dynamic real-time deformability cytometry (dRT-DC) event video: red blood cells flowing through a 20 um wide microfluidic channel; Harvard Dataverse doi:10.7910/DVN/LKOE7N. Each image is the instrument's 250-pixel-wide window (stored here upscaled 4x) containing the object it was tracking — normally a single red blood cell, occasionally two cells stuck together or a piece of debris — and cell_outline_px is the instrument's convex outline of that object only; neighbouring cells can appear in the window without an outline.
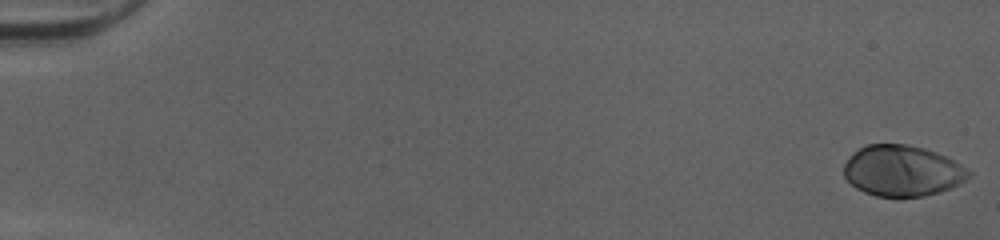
{"species": "human", "species_latin": "Homo sapiens", "temperature_condition": "cold", "stored_images_in_passage": 52, "camera_frame_rate_fps": 3000, "um_per_image_px": 0.085, "donor": {"sex": "female"}, "frame": {"image": 1, "passage_image": 1, "time_ms": 0.0, "image_size_px": [1000, 240], "cell_outline_px": [[972, 176], [948, 188], [924, 196], [900, 200], [876, 196], [864, 192], [856, 188], [844, 176], [844, 164], [860, 148], [868, 144], [904, 144], [924, 148], [936, 152], [960, 164], [972, 172]], "centroid_in_image_um": [76.69, 14.55], "position_along_channel_um": 8.3, "area_um2": 37.11}}
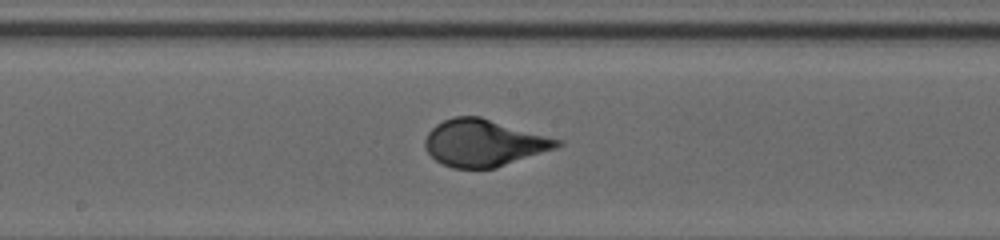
{"frame": {"image": 2, "passage_image": 29, "time_ms": 9.333, "image_size_px": [1000, 240], "cell_outline_px": [[564, 144], [556, 148], [496, 168], [452, 168], [436, 160], [428, 152], [424, 144], [424, 140], [428, 132], [436, 124], [452, 116], [480, 116], [564, 140]], "centroid_in_image_um": [41.15, 12.14], "position_along_channel_um": 207.0, "area_um2": 36.24}}
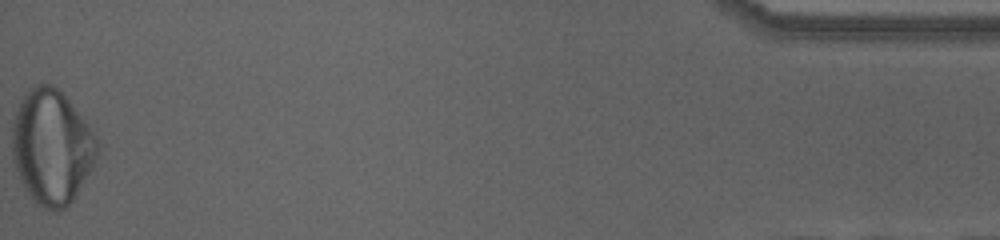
{"frame": {"image": 3, "passage_image": 52, "time_ms": 17.0, "image_size_px": [1000, 240], "cell_outline_px": [[104, 144], [92, 168], [72, 200], [64, 208], [48, 212], [36, 204], [32, 200], [24, 188], [20, 180], [12, 156], [12, 124], [20, 100], [24, 92], [36, 84], [52, 84], [68, 100], [92, 128]], "centroid_in_image_um": [4.42, 12.5], "position_along_channel_um": 430.8, "area_um2": 57.51}, "authors_computed_cell_mechanics": {"area_um2": 36.3851, "velocity_mm_per_s": 4.0396, "shape_relaxation_time_tau1_ms": 4.8981, "shape_relaxation_time_tau2_ms": null, "deformation_change_tau1": 0.2287, "deformation_change_tau2": null}}